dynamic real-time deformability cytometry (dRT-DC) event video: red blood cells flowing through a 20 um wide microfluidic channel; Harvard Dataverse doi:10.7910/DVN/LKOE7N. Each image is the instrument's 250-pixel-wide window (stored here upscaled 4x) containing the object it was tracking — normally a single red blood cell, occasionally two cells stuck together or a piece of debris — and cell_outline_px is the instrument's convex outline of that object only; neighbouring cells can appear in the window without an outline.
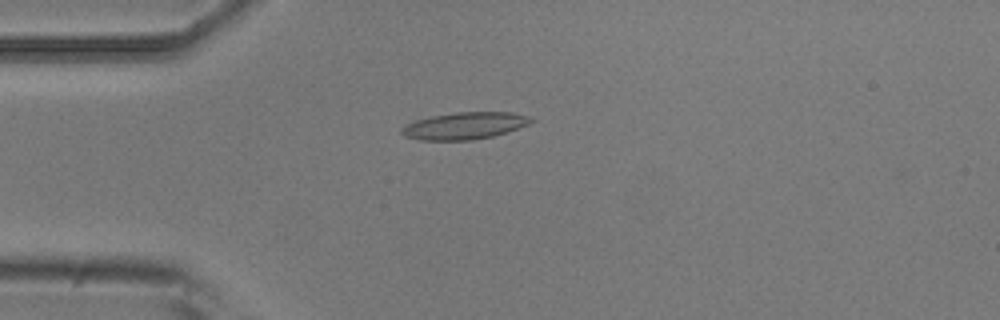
{"species": "common noctule bat (a hibernating species)", "species_latin": "Nyctalus noctula", "temperature_condition": "room temperature", "stored_images_in_passage": 48, "camera_frame_rate_fps": 3000, "um_per_image_px": 0.085, "animal": {"sex": "male", "body_mass_g": 20.5, "forearm_length_mm": 52.5}, "frame": {"image": 1, "passage_image": 8, "time_ms": 2.333, "image_size_px": [1000, 320], "cell_outline_px": [[536, 120], [528, 124], [508, 132], [492, 136], [472, 140], [420, 140], [404, 136], [400, 132], [400, 128], [416, 120], [432, 116], [456, 112], [512, 112], [528, 116]], "centroid_in_image_um": [39.5, 10.69], "position_along_channel_um": 45.5, "area_um2": 20.35}}
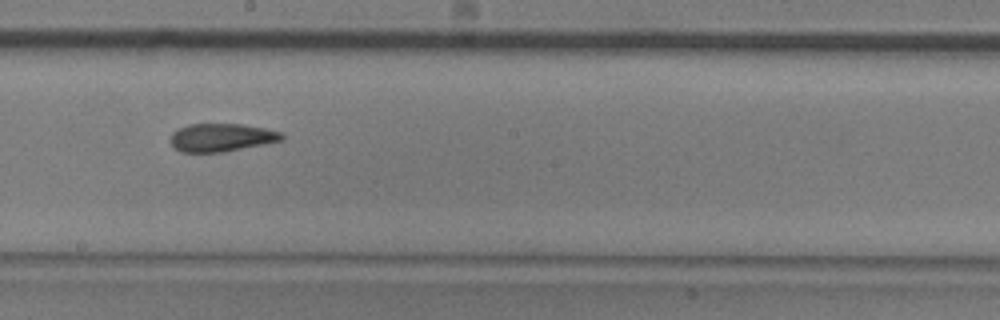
{"frame": {"image": 2, "passage_image": 24, "time_ms": 7.667, "image_size_px": [1000, 320], "cell_outline_px": [[284, 140], [224, 152], [180, 152], [168, 140], [172, 132], [188, 124], [240, 124], [264, 128], [280, 132], [284, 136]], "centroid_in_image_um": [18.8, 11.69], "position_along_channel_um": 229.4, "area_um2": 18.21}}
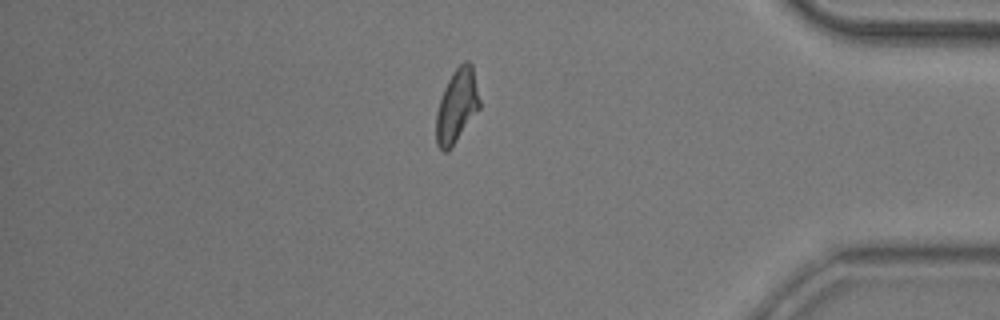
{"frame": {"image": 3, "passage_image": 40, "time_ms": 13.0, "image_size_px": [1000, 320], "cell_outline_px": [[480, 108], [448, 152], [444, 152], [436, 144], [436, 112], [444, 88], [452, 72], [464, 60], [468, 60], [472, 64], [480, 100]], "centroid_in_image_um": [38.83, 8.99], "position_along_channel_um": 396.4, "area_um2": 18.61}, "authors_computed_cell_mechanics": {"area_um2": 18.7561, "velocity_mm_per_s": 3.731, "shape_relaxation_time_tau1_ms": 4.2142, "shape_relaxation_time_tau2_ms": 1.8723, "deformation_change_tau1": 0.1525, "deformation_change_tau2": 0.0838}}